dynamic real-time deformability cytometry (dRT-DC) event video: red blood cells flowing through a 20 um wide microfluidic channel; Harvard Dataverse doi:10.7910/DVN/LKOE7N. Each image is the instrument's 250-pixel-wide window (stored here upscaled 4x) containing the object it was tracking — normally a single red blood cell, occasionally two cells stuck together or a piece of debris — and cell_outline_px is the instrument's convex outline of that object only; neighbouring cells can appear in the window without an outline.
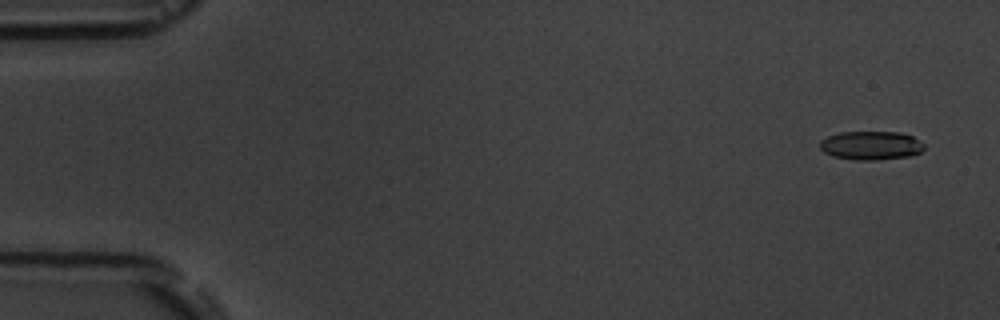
{"species": "common noctule bat (a hibernating species)", "species_latin": "Nyctalus noctula", "temperature_condition": "room temperature", "stored_images_in_passage": 7, "segment_of_instrument_passage": [2, 2], "camera_frame_rate_fps": 3000, "um_per_image_px": 0.085, "animal": {"sex": "male", "body_mass_g": 19.5, "forearm_length_mm": 54.6}, "frame": {"image": 1, "passage_image": 7, "time_ms": 8.667, "image_size_px": [1000, 320], "cell_outline_px": [[924, 148], [920, 152], [908, 156], [876, 160], [856, 160], [832, 156], [824, 152], [820, 148], [820, 140], [828, 136], [840, 132], [900, 132], [912, 136], [924, 144]], "centroid_in_image_um": [74.01, 12.36], "position_along_channel_um": 11.0, "area_um2": 17.4}}